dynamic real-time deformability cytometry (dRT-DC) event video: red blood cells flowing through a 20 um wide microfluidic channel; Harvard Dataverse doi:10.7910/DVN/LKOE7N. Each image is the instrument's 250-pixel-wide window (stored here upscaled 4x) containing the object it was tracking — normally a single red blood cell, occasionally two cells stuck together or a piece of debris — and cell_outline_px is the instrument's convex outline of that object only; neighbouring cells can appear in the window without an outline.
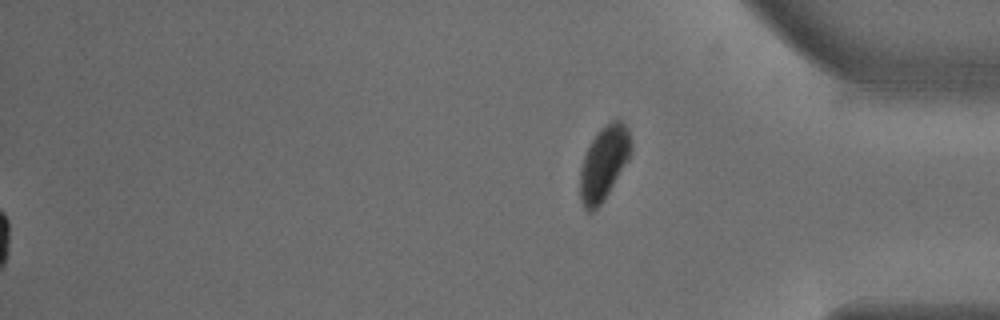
{"species": "common noctule bat (a hibernating species)", "species_latin": "Nyctalus noctula", "temperature_condition": "warm", "stored_images_in_passage": 53, "segment_of_instrument_passage": [2, 2], "camera_frame_rate_fps": 3000, "um_per_image_px": 0.085, "animal": {"sex": "male", "body_mass_g": 18.8}, "frame": {"image": 1, "passage_image": 53, "time_ms": 17.333, "image_size_px": [1000, 320], "cell_outline_px": [[632, 152], [628, 160], [608, 192], [600, 204], [592, 212], [588, 212], [584, 208], [580, 200], [580, 168], [584, 156], [596, 132], [604, 124], [612, 120], [624, 120], [628, 128], [632, 144]], "centroid_in_image_um": [51.34, 13.81], "position_along_channel_um": 383.9, "area_um2": 21.96}}